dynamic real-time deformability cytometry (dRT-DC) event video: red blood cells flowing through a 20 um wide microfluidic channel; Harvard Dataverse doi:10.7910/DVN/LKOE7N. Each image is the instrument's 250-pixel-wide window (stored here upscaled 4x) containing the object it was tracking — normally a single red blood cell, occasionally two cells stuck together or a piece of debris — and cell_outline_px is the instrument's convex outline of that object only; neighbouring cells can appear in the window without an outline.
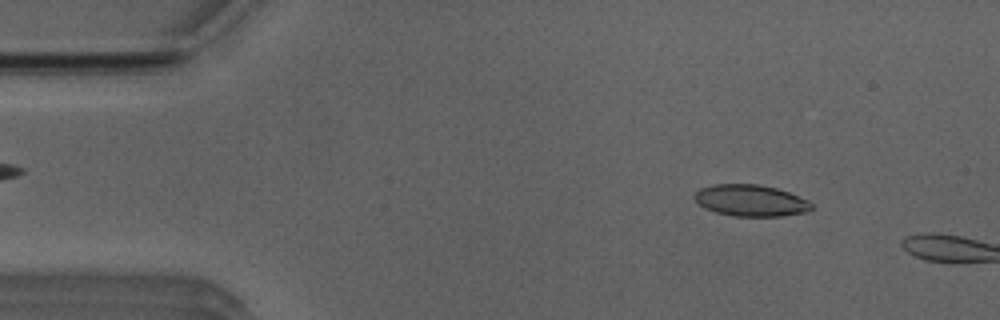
{"species": "Egyptian fruit bat (a non-hibernating species)", "species_latin": "Rousettus aegyptiacus", "temperature_condition": "room temperature", "stored_images_in_passage": 46, "camera_frame_rate_fps": 3000, "um_per_image_px": 0.085, "animal": {"sex": "male"}, "frame": {"image": 1, "passage_image": 6, "time_ms": 1.667, "image_size_px": [1000, 320], "cell_outline_px": [[812, 208], [808, 212], [780, 216], [736, 216], [716, 212], [704, 208], [692, 196], [700, 188], [712, 184], [760, 184], [776, 188], [788, 192], [808, 200], [812, 204]], "centroid_in_image_um": [63.8, 17.04], "position_along_channel_um": 21.2, "area_um2": 21.5}}
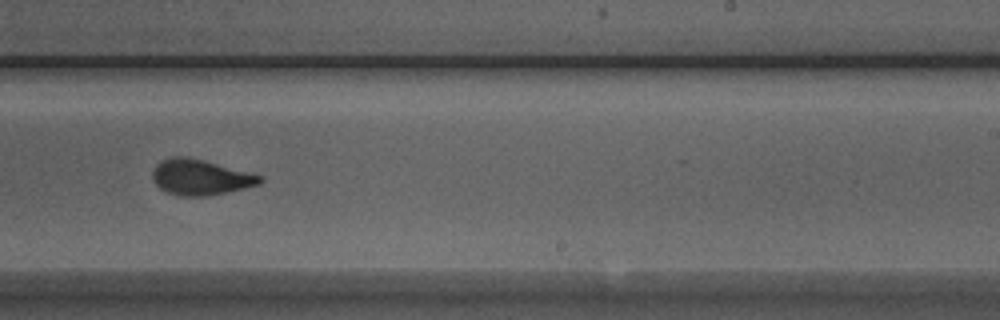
{"frame": {"image": 2, "passage_image": 31, "time_ms": 10.0, "image_size_px": [1000, 320], "cell_outline_px": [[264, 180], [260, 184], [244, 188], [208, 196], [180, 196], [168, 192], [160, 188], [152, 180], [152, 172], [156, 164], [172, 156], [184, 156], [204, 160], [264, 176]], "centroid_in_image_um": [17.04, 15.06], "position_along_channel_um": 272.0, "area_um2": 22.25}}
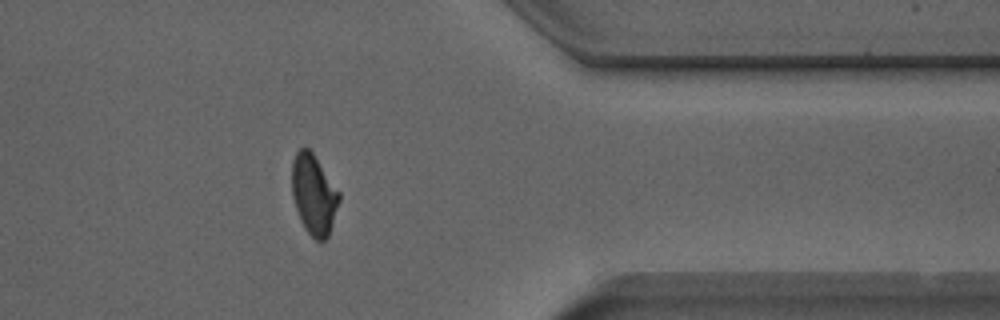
{"frame": {"image": 3, "passage_image": 41, "time_ms": 13.333, "image_size_px": [1000, 320], "cell_outline_px": [[340, 200], [328, 236], [324, 240], [316, 240], [304, 228], [300, 220], [292, 196], [292, 160], [296, 152], [300, 148], [308, 148], [312, 152], [340, 192]], "centroid_in_image_um": [26.66, 16.52], "position_along_channel_um": 384.7, "area_um2": 21.91}, "authors_computed_cell_mechanics": {"area_um2": 22.253, "velocity_mm_per_s": 3.9127, "shape_relaxation_time_tau1_ms": 7.9542, "shape_relaxation_time_tau2_ms": 1.1617, "deformation_change_tau1": 0.1962, "deformation_change_tau2": 0.0704}}